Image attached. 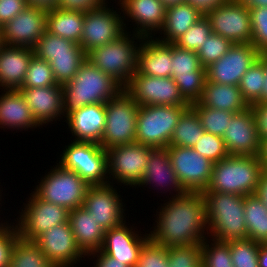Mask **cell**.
Listing matches in <instances>:
<instances>
[{
    "instance_id": "1",
    "label": "cell",
    "mask_w": 267,
    "mask_h": 267,
    "mask_svg": "<svg viewBox=\"0 0 267 267\" xmlns=\"http://www.w3.org/2000/svg\"><path fill=\"white\" fill-rule=\"evenodd\" d=\"M158 206L149 239L170 247L202 243L208 237L206 201L202 192L170 197ZM158 213V214H157ZM207 234V235H206Z\"/></svg>"
},
{
    "instance_id": "2",
    "label": "cell",
    "mask_w": 267,
    "mask_h": 267,
    "mask_svg": "<svg viewBox=\"0 0 267 267\" xmlns=\"http://www.w3.org/2000/svg\"><path fill=\"white\" fill-rule=\"evenodd\" d=\"M64 117L83 106L106 103L123 87L86 60L73 79L62 85Z\"/></svg>"
},
{
    "instance_id": "3",
    "label": "cell",
    "mask_w": 267,
    "mask_h": 267,
    "mask_svg": "<svg viewBox=\"0 0 267 267\" xmlns=\"http://www.w3.org/2000/svg\"><path fill=\"white\" fill-rule=\"evenodd\" d=\"M202 193L206 201L208 238L222 242L247 239L244 196L214 191Z\"/></svg>"
},
{
    "instance_id": "4",
    "label": "cell",
    "mask_w": 267,
    "mask_h": 267,
    "mask_svg": "<svg viewBox=\"0 0 267 267\" xmlns=\"http://www.w3.org/2000/svg\"><path fill=\"white\" fill-rule=\"evenodd\" d=\"M263 171L259 156L228 155L213 164V172L205 191L238 194H256Z\"/></svg>"
},
{
    "instance_id": "5",
    "label": "cell",
    "mask_w": 267,
    "mask_h": 267,
    "mask_svg": "<svg viewBox=\"0 0 267 267\" xmlns=\"http://www.w3.org/2000/svg\"><path fill=\"white\" fill-rule=\"evenodd\" d=\"M131 33L128 29L118 39L86 54V59L92 65L110 75L123 88L137 71L138 49L144 39L138 34Z\"/></svg>"
},
{
    "instance_id": "6",
    "label": "cell",
    "mask_w": 267,
    "mask_h": 267,
    "mask_svg": "<svg viewBox=\"0 0 267 267\" xmlns=\"http://www.w3.org/2000/svg\"><path fill=\"white\" fill-rule=\"evenodd\" d=\"M189 106H139L136 124V142L151 148H167L175 126Z\"/></svg>"
},
{
    "instance_id": "7",
    "label": "cell",
    "mask_w": 267,
    "mask_h": 267,
    "mask_svg": "<svg viewBox=\"0 0 267 267\" xmlns=\"http://www.w3.org/2000/svg\"><path fill=\"white\" fill-rule=\"evenodd\" d=\"M42 176L39 184L33 189L42 200L66 209L73 210L83 206L89 184L75 171L57 165Z\"/></svg>"
},
{
    "instance_id": "8",
    "label": "cell",
    "mask_w": 267,
    "mask_h": 267,
    "mask_svg": "<svg viewBox=\"0 0 267 267\" xmlns=\"http://www.w3.org/2000/svg\"><path fill=\"white\" fill-rule=\"evenodd\" d=\"M139 105L122 89L106 102V124L100 145L111 147L136 142V124Z\"/></svg>"
},
{
    "instance_id": "9",
    "label": "cell",
    "mask_w": 267,
    "mask_h": 267,
    "mask_svg": "<svg viewBox=\"0 0 267 267\" xmlns=\"http://www.w3.org/2000/svg\"><path fill=\"white\" fill-rule=\"evenodd\" d=\"M59 157V165L75 171L89 185L109 183L107 153L100 144L71 140Z\"/></svg>"
},
{
    "instance_id": "10",
    "label": "cell",
    "mask_w": 267,
    "mask_h": 267,
    "mask_svg": "<svg viewBox=\"0 0 267 267\" xmlns=\"http://www.w3.org/2000/svg\"><path fill=\"white\" fill-rule=\"evenodd\" d=\"M154 148L140 143L111 147L107 153V174L109 183L130 187L140 184ZM115 182V183H114Z\"/></svg>"
},
{
    "instance_id": "11",
    "label": "cell",
    "mask_w": 267,
    "mask_h": 267,
    "mask_svg": "<svg viewBox=\"0 0 267 267\" xmlns=\"http://www.w3.org/2000/svg\"><path fill=\"white\" fill-rule=\"evenodd\" d=\"M18 211L16 227L22 240L34 242L41 234L58 224L69 222V210L40 199L33 191Z\"/></svg>"
},
{
    "instance_id": "12",
    "label": "cell",
    "mask_w": 267,
    "mask_h": 267,
    "mask_svg": "<svg viewBox=\"0 0 267 267\" xmlns=\"http://www.w3.org/2000/svg\"><path fill=\"white\" fill-rule=\"evenodd\" d=\"M108 4L109 2L84 15L80 46L86 54L95 48L111 43L126 32L122 11L114 10L113 5Z\"/></svg>"
},
{
    "instance_id": "13",
    "label": "cell",
    "mask_w": 267,
    "mask_h": 267,
    "mask_svg": "<svg viewBox=\"0 0 267 267\" xmlns=\"http://www.w3.org/2000/svg\"><path fill=\"white\" fill-rule=\"evenodd\" d=\"M123 89L139 106H190L181 96L179 87L172 77H154L136 71Z\"/></svg>"
},
{
    "instance_id": "14",
    "label": "cell",
    "mask_w": 267,
    "mask_h": 267,
    "mask_svg": "<svg viewBox=\"0 0 267 267\" xmlns=\"http://www.w3.org/2000/svg\"><path fill=\"white\" fill-rule=\"evenodd\" d=\"M172 167L187 192L207 189L213 172V162L190 147H167Z\"/></svg>"
},
{
    "instance_id": "15",
    "label": "cell",
    "mask_w": 267,
    "mask_h": 267,
    "mask_svg": "<svg viewBox=\"0 0 267 267\" xmlns=\"http://www.w3.org/2000/svg\"><path fill=\"white\" fill-rule=\"evenodd\" d=\"M212 33L229 39L233 44L251 43L252 27L250 11L234 0H227L204 14Z\"/></svg>"
},
{
    "instance_id": "16",
    "label": "cell",
    "mask_w": 267,
    "mask_h": 267,
    "mask_svg": "<svg viewBox=\"0 0 267 267\" xmlns=\"http://www.w3.org/2000/svg\"><path fill=\"white\" fill-rule=\"evenodd\" d=\"M181 96L191 105L201 99L206 81L197 51L184 50L172 44V75Z\"/></svg>"
},
{
    "instance_id": "17",
    "label": "cell",
    "mask_w": 267,
    "mask_h": 267,
    "mask_svg": "<svg viewBox=\"0 0 267 267\" xmlns=\"http://www.w3.org/2000/svg\"><path fill=\"white\" fill-rule=\"evenodd\" d=\"M259 56L260 52L251 43L233 44L218 61L206 67V80L239 86L242 76Z\"/></svg>"
},
{
    "instance_id": "18",
    "label": "cell",
    "mask_w": 267,
    "mask_h": 267,
    "mask_svg": "<svg viewBox=\"0 0 267 267\" xmlns=\"http://www.w3.org/2000/svg\"><path fill=\"white\" fill-rule=\"evenodd\" d=\"M114 186L111 183L90 185L83 201V207L93 214V218L105 231L126 222V203L124 205L117 186Z\"/></svg>"
},
{
    "instance_id": "19",
    "label": "cell",
    "mask_w": 267,
    "mask_h": 267,
    "mask_svg": "<svg viewBox=\"0 0 267 267\" xmlns=\"http://www.w3.org/2000/svg\"><path fill=\"white\" fill-rule=\"evenodd\" d=\"M34 243L55 267H74L87 257L77 245L70 222L51 227Z\"/></svg>"
},
{
    "instance_id": "20",
    "label": "cell",
    "mask_w": 267,
    "mask_h": 267,
    "mask_svg": "<svg viewBox=\"0 0 267 267\" xmlns=\"http://www.w3.org/2000/svg\"><path fill=\"white\" fill-rule=\"evenodd\" d=\"M222 139L230 155L259 156L261 138L251 106L232 116Z\"/></svg>"
},
{
    "instance_id": "21",
    "label": "cell",
    "mask_w": 267,
    "mask_h": 267,
    "mask_svg": "<svg viewBox=\"0 0 267 267\" xmlns=\"http://www.w3.org/2000/svg\"><path fill=\"white\" fill-rule=\"evenodd\" d=\"M46 10L27 7L1 27V43L33 48L46 31Z\"/></svg>"
},
{
    "instance_id": "22",
    "label": "cell",
    "mask_w": 267,
    "mask_h": 267,
    "mask_svg": "<svg viewBox=\"0 0 267 267\" xmlns=\"http://www.w3.org/2000/svg\"><path fill=\"white\" fill-rule=\"evenodd\" d=\"M127 223L129 222H124L105 232L100 251L128 267H136L140 250L149 240V234L145 232L143 235V232L136 231V227L129 226L130 223Z\"/></svg>"
},
{
    "instance_id": "23",
    "label": "cell",
    "mask_w": 267,
    "mask_h": 267,
    "mask_svg": "<svg viewBox=\"0 0 267 267\" xmlns=\"http://www.w3.org/2000/svg\"><path fill=\"white\" fill-rule=\"evenodd\" d=\"M117 5L123 13L126 31L129 27L125 21L135 22L132 32L144 38L157 36L163 27L167 8L160 0H121Z\"/></svg>"
},
{
    "instance_id": "24",
    "label": "cell",
    "mask_w": 267,
    "mask_h": 267,
    "mask_svg": "<svg viewBox=\"0 0 267 267\" xmlns=\"http://www.w3.org/2000/svg\"><path fill=\"white\" fill-rule=\"evenodd\" d=\"M36 122L46 126L64 117L63 89L61 84L48 87L20 88ZM60 117V118H59Z\"/></svg>"
},
{
    "instance_id": "25",
    "label": "cell",
    "mask_w": 267,
    "mask_h": 267,
    "mask_svg": "<svg viewBox=\"0 0 267 267\" xmlns=\"http://www.w3.org/2000/svg\"><path fill=\"white\" fill-rule=\"evenodd\" d=\"M64 120L75 137L73 141L100 144L106 124V103L83 106L69 113Z\"/></svg>"
},
{
    "instance_id": "26",
    "label": "cell",
    "mask_w": 267,
    "mask_h": 267,
    "mask_svg": "<svg viewBox=\"0 0 267 267\" xmlns=\"http://www.w3.org/2000/svg\"><path fill=\"white\" fill-rule=\"evenodd\" d=\"M148 185L153 188L158 186L160 190L164 188L163 194L165 189H169L167 191L170 196L173 194V198L187 193L175 174L167 148H154L150 152L143 178L137 187L147 186L150 189Z\"/></svg>"
},
{
    "instance_id": "27",
    "label": "cell",
    "mask_w": 267,
    "mask_h": 267,
    "mask_svg": "<svg viewBox=\"0 0 267 267\" xmlns=\"http://www.w3.org/2000/svg\"><path fill=\"white\" fill-rule=\"evenodd\" d=\"M137 72L154 77H171L172 44L145 37L137 54Z\"/></svg>"
},
{
    "instance_id": "28",
    "label": "cell",
    "mask_w": 267,
    "mask_h": 267,
    "mask_svg": "<svg viewBox=\"0 0 267 267\" xmlns=\"http://www.w3.org/2000/svg\"><path fill=\"white\" fill-rule=\"evenodd\" d=\"M34 56L33 48L0 45V89L19 90ZM2 87V88H1Z\"/></svg>"
},
{
    "instance_id": "29",
    "label": "cell",
    "mask_w": 267,
    "mask_h": 267,
    "mask_svg": "<svg viewBox=\"0 0 267 267\" xmlns=\"http://www.w3.org/2000/svg\"><path fill=\"white\" fill-rule=\"evenodd\" d=\"M0 95V129L28 131L40 125L31 114L27 102L19 90L4 89Z\"/></svg>"
},
{
    "instance_id": "30",
    "label": "cell",
    "mask_w": 267,
    "mask_h": 267,
    "mask_svg": "<svg viewBox=\"0 0 267 267\" xmlns=\"http://www.w3.org/2000/svg\"><path fill=\"white\" fill-rule=\"evenodd\" d=\"M69 222L77 245L87 256L100 251L104 242L105 230L83 206L70 210Z\"/></svg>"
},
{
    "instance_id": "31",
    "label": "cell",
    "mask_w": 267,
    "mask_h": 267,
    "mask_svg": "<svg viewBox=\"0 0 267 267\" xmlns=\"http://www.w3.org/2000/svg\"><path fill=\"white\" fill-rule=\"evenodd\" d=\"M202 106L212 109L240 113L246 110L248 103L243 99L239 86L205 81L201 99Z\"/></svg>"
},
{
    "instance_id": "32",
    "label": "cell",
    "mask_w": 267,
    "mask_h": 267,
    "mask_svg": "<svg viewBox=\"0 0 267 267\" xmlns=\"http://www.w3.org/2000/svg\"><path fill=\"white\" fill-rule=\"evenodd\" d=\"M203 16L199 9L187 2L169 7L166 9L165 22L159 36L155 38L164 43L174 44Z\"/></svg>"
},
{
    "instance_id": "33",
    "label": "cell",
    "mask_w": 267,
    "mask_h": 267,
    "mask_svg": "<svg viewBox=\"0 0 267 267\" xmlns=\"http://www.w3.org/2000/svg\"><path fill=\"white\" fill-rule=\"evenodd\" d=\"M84 15L85 12L56 7L47 12L46 31L80 44Z\"/></svg>"
},
{
    "instance_id": "34",
    "label": "cell",
    "mask_w": 267,
    "mask_h": 267,
    "mask_svg": "<svg viewBox=\"0 0 267 267\" xmlns=\"http://www.w3.org/2000/svg\"><path fill=\"white\" fill-rule=\"evenodd\" d=\"M33 51L34 55L47 62L63 57H86L80 44L47 31L37 40Z\"/></svg>"
},
{
    "instance_id": "35",
    "label": "cell",
    "mask_w": 267,
    "mask_h": 267,
    "mask_svg": "<svg viewBox=\"0 0 267 267\" xmlns=\"http://www.w3.org/2000/svg\"><path fill=\"white\" fill-rule=\"evenodd\" d=\"M247 239L267 243V207L256 194L244 196Z\"/></svg>"
},
{
    "instance_id": "36",
    "label": "cell",
    "mask_w": 267,
    "mask_h": 267,
    "mask_svg": "<svg viewBox=\"0 0 267 267\" xmlns=\"http://www.w3.org/2000/svg\"><path fill=\"white\" fill-rule=\"evenodd\" d=\"M204 133L196 112L189 106L180 116L169 145L192 148Z\"/></svg>"
},
{
    "instance_id": "37",
    "label": "cell",
    "mask_w": 267,
    "mask_h": 267,
    "mask_svg": "<svg viewBox=\"0 0 267 267\" xmlns=\"http://www.w3.org/2000/svg\"><path fill=\"white\" fill-rule=\"evenodd\" d=\"M9 267H55L40 248L30 241L18 239L12 248Z\"/></svg>"
},
{
    "instance_id": "38",
    "label": "cell",
    "mask_w": 267,
    "mask_h": 267,
    "mask_svg": "<svg viewBox=\"0 0 267 267\" xmlns=\"http://www.w3.org/2000/svg\"><path fill=\"white\" fill-rule=\"evenodd\" d=\"M264 83L265 69L263 63L258 59L242 76L239 84L242 97L249 106L262 103Z\"/></svg>"
},
{
    "instance_id": "39",
    "label": "cell",
    "mask_w": 267,
    "mask_h": 267,
    "mask_svg": "<svg viewBox=\"0 0 267 267\" xmlns=\"http://www.w3.org/2000/svg\"><path fill=\"white\" fill-rule=\"evenodd\" d=\"M190 107L196 112L205 132L222 137L229 121L235 113L219 109H212L202 106L199 102L193 103Z\"/></svg>"
},
{
    "instance_id": "40",
    "label": "cell",
    "mask_w": 267,
    "mask_h": 267,
    "mask_svg": "<svg viewBox=\"0 0 267 267\" xmlns=\"http://www.w3.org/2000/svg\"><path fill=\"white\" fill-rule=\"evenodd\" d=\"M201 249L202 267H234L230 253V241L222 242L207 237L202 242Z\"/></svg>"
},
{
    "instance_id": "41",
    "label": "cell",
    "mask_w": 267,
    "mask_h": 267,
    "mask_svg": "<svg viewBox=\"0 0 267 267\" xmlns=\"http://www.w3.org/2000/svg\"><path fill=\"white\" fill-rule=\"evenodd\" d=\"M57 84L49 62L34 55L21 88L48 87Z\"/></svg>"
},
{
    "instance_id": "42",
    "label": "cell",
    "mask_w": 267,
    "mask_h": 267,
    "mask_svg": "<svg viewBox=\"0 0 267 267\" xmlns=\"http://www.w3.org/2000/svg\"><path fill=\"white\" fill-rule=\"evenodd\" d=\"M202 243L168 247V267H202Z\"/></svg>"
},
{
    "instance_id": "43",
    "label": "cell",
    "mask_w": 267,
    "mask_h": 267,
    "mask_svg": "<svg viewBox=\"0 0 267 267\" xmlns=\"http://www.w3.org/2000/svg\"><path fill=\"white\" fill-rule=\"evenodd\" d=\"M260 243L251 239L230 241V253L234 267H259Z\"/></svg>"
},
{
    "instance_id": "44",
    "label": "cell",
    "mask_w": 267,
    "mask_h": 267,
    "mask_svg": "<svg viewBox=\"0 0 267 267\" xmlns=\"http://www.w3.org/2000/svg\"><path fill=\"white\" fill-rule=\"evenodd\" d=\"M211 34L210 22L204 15L174 44L184 50L198 51Z\"/></svg>"
},
{
    "instance_id": "45",
    "label": "cell",
    "mask_w": 267,
    "mask_h": 267,
    "mask_svg": "<svg viewBox=\"0 0 267 267\" xmlns=\"http://www.w3.org/2000/svg\"><path fill=\"white\" fill-rule=\"evenodd\" d=\"M232 45L233 43L229 39H225L219 34L212 33L197 51L201 66L206 68L210 64L218 61L228 52Z\"/></svg>"
},
{
    "instance_id": "46",
    "label": "cell",
    "mask_w": 267,
    "mask_h": 267,
    "mask_svg": "<svg viewBox=\"0 0 267 267\" xmlns=\"http://www.w3.org/2000/svg\"><path fill=\"white\" fill-rule=\"evenodd\" d=\"M192 148L213 163L219 162L229 155L222 137L208 132H205Z\"/></svg>"
},
{
    "instance_id": "47",
    "label": "cell",
    "mask_w": 267,
    "mask_h": 267,
    "mask_svg": "<svg viewBox=\"0 0 267 267\" xmlns=\"http://www.w3.org/2000/svg\"><path fill=\"white\" fill-rule=\"evenodd\" d=\"M136 267H168V247L149 239L140 250Z\"/></svg>"
},
{
    "instance_id": "48",
    "label": "cell",
    "mask_w": 267,
    "mask_h": 267,
    "mask_svg": "<svg viewBox=\"0 0 267 267\" xmlns=\"http://www.w3.org/2000/svg\"><path fill=\"white\" fill-rule=\"evenodd\" d=\"M252 27L251 44L259 52L267 51V7L249 9Z\"/></svg>"
},
{
    "instance_id": "49",
    "label": "cell",
    "mask_w": 267,
    "mask_h": 267,
    "mask_svg": "<svg viewBox=\"0 0 267 267\" xmlns=\"http://www.w3.org/2000/svg\"><path fill=\"white\" fill-rule=\"evenodd\" d=\"M86 60V57H63L51 60L49 64L57 83L63 85L73 79Z\"/></svg>"
},
{
    "instance_id": "50",
    "label": "cell",
    "mask_w": 267,
    "mask_h": 267,
    "mask_svg": "<svg viewBox=\"0 0 267 267\" xmlns=\"http://www.w3.org/2000/svg\"><path fill=\"white\" fill-rule=\"evenodd\" d=\"M8 222H0V267L10 266L13 245L20 238L15 223Z\"/></svg>"
},
{
    "instance_id": "51",
    "label": "cell",
    "mask_w": 267,
    "mask_h": 267,
    "mask_svg": "<svg viewBox=\"0 0 267 267\" xmlns=\"http://www.w3.org/2000/svg\"><path fill=\"white\" fill-rule=\"evenodd\" d=\"M27 7L26 0H0V28Z\"/></svg>"
},
{
    "instance_id": "52",
    "label": "cell",
    "mask_w": 267,
    "mask_h": 267,
    "mask_svg": "<svg viewBox=\"0 0 267 267\" xmlns=\"http://www.w3.org/2000/svg\"><path fill=\"white\" fill-rule=\"evenodd\" d=\"M109 1V0H108ZM107 0H59L58 8L64 10L88 12L103 7Z\"/></svg>"
},
{
    "instance_id": "53",
    "label": "cell",
    "mask_w": 267,
    "mask_h": 267,
    "mask_svg": "<svg viewBox=\"0 0 267 267\" xmlns=\"http://www.w3.org/2000/svg\"><path fill=\"white\" fill-rule=\"evenodd\" d=\"M253 108L259 136L261 139L267 138V103H255Z\"/></svg>"
},
{
    "instance_id": "54",
    "label": "cell",
    "mask_w": 267,
    "mask_h": 267,
    "mask_svg": "<svg viewBox=\"0 0 267 267\" xmlns=\"http://www.w3.org/2000/svg\"><path fill=\"white\" fill-rule=\"evenodd\" d=\"M87 257L89 261L93 258L94 259L96 258L95 259L96 262L95 261L93 262V264L94 263L95 264L92 267H128L127 265L120 263L118 260L109 257L108 255L102 253L101 251L91 253L87 255Z\"/></svg>"
},
{
    "instance_id": "55",
    "label": "cell",
    "mask_w": 267,
    "mask_h": 267,
    "mask_svg": "<svg viewBox=\"0 0 267 267\" xmlns=\"http://www.w3.org/2000/svg\"><path fill=\"white\" fill-rule=\"evenodd\" d=\"M226 1L227 0H186L187 3L199 9L203 14Z\"/></svg>"
},
{
    "instance_id": "56",
    "label": "cell",
    "mask_w": 267,
    "mask_h": 267,
    "mask_svg": "<svg viewBox=\"0 0 267 267\" xmlns=\"http://www.w3.org/2000/svg\"><path fill=\"white\" fill-rule=\"evenodd\" d=\"M256 195H258V197L262 200V202L267 207V170L266 169H263L260 175Z\"/></svg>"
},
{
    "instance_id": "57",
    "label": "cell",
    "mask_w": 267,
    "mask_h": 267,
    "mask_svg": "<svg viewBox=\"0 0 267 267\" xmlns=\"http://www.w3.org/2000/svg\"><path fill=\"white\" fill-rule=\"evenodd\" d=\"M26 2L29 7L49 11L58 6L59 0H26Z\"/></svg>"
},
{
    "instance_id": "58",
    "label": "cell",
    "mask_w": 267,
    "mask_h": 267,
    "mask_svg": "<svg viewBox=\"0 0 267 267\" xmlns=\"http://www.w3.org/2000/svg\"><path fill=\"white\" fill-rule=\"evenodd\" d=\"M236 3L243 5L247 9L267 7V0H234Z\"/></svg>"
},
{
    "instance_id": "59",
    "label": "cell",
    "mask_w": 267,
    "mask_h": 267,
    "mask_svg": "<svg viewBox=\"0 0 267 267\" xmlns=\"http://www.w3.org/2000/svg\"><path fill=\"white\" fill-rule=\"evenodd\" d=\"M259 60L263 63L265 69V83L262 91V103H267V51L260 52Z\"/></svg>"
},
{
    "instance_id": "60",
    "label": "cell",
    "mask_w": 267,
    "mask_h": 267,
    "mask_svg": "<svg viewBox=\"0 0 267 267\" xmlns=\"http://www.w3.org/2000/svg\"><path fill=\"white\" fill-rule=\"evenodd\" d=\"M258 265L259 267H267V243H260Z\"/></svg>"
},
{
    "instance_id": "61",
    "label": "cell",
    "mask_w": 267,
    "mask_h": 267,
    "mask_svg": "<svg viewBox=\"0 0 267 267\" xmlns=\"http://www.w3.org/2000/svg\"><path fill=\"white\" fill-rule=\"evenodd\" d=\"M259 159L262 163L263 169L267 170V138L261 139V149L259 153Z\"/></svg>"
},
{
    "instance_id": "62",
    "label": "cell",
    "mask_w": 267,
    "mask_h": 267,
    "mask_svg": "<svg viewBox=\"0 0 267 267\" xmlns=\"http://www.w3.org/2000/svg\"><path fill=\"white\" fill-rule=\"evenodd\" d=\"M166 8L176 6L178 4H183L186 0H160Z\"/></svg>"
},
{
    "instance_id": "63",
    "label": "cell",
    "mask_w": 267,
    "mask_h": 267,
    "mask_svg": "<svg viewBox=\"0 0 267 267\" xmlns=\"http://www.w3.org/2000/svg\"><path fill=\"white\" fill-rule=\"evenodd\" d=\"M1 191H3V190H0V201H1V199H2V197H1V196H2V195H1L2 192H1ZM1 204H2V203H0V205H1ZM0 213H1V212H0Z\"/></svg>"
}]
</instances>
